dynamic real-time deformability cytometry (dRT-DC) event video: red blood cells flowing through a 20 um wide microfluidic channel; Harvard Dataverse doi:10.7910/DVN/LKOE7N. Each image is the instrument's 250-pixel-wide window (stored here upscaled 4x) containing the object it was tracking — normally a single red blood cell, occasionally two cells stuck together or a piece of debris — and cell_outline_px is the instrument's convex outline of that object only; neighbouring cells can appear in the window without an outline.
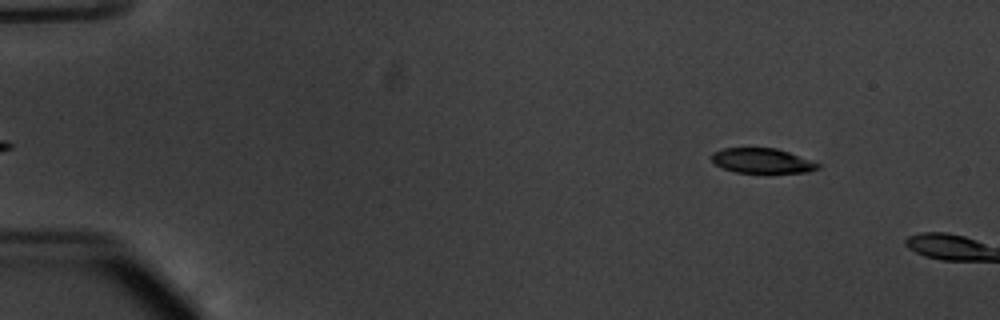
{"species": "common noctule bat (a hibernating species)", "species_latin": "Nyctalus noctula", "temperature_condition": "warm", "stored_images_in_passage": 6, "camera_frame_rate_fps": 3000, "um_per_image_px": 0.085, "animal": {"sex": "male", "body_mass_g": 20.1, "forearm_length_mm": 53.5}, "frame": {"image": 1, "passage_image": 4, "time_ms": 1.0, "image_size_px": [1000, 320], "cell_outline_px": [[820, 168], [808, 172], [736, 172], [724, 168], [716, 164], [712, 160], [712, 152], [724, 148], [776, 148], [788, 152], [820, 164]], "centroid_in_image_um": [64.77, 13.65], "position_along_channel_um": 20.2, "area_um2": 15.09}}